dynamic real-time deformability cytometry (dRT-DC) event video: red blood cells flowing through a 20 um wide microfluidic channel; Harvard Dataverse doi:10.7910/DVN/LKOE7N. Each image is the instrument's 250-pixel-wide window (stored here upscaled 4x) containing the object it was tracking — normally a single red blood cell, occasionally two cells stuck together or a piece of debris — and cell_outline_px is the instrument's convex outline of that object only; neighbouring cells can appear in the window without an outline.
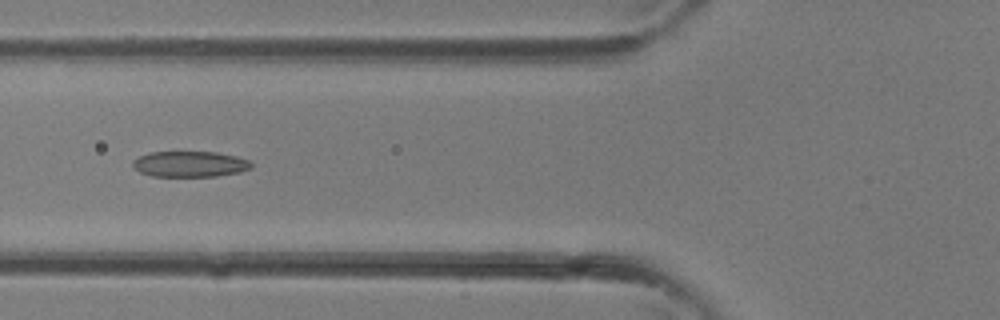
{"species": "common noctule bat (a hibernating species)", "species_latin": "Nyctalus noctula", "temperature_condition": "room temperature", "stored_images_in_passage": 27, "camera_frame_rate_fps": 3000, "um_per_image_px": 0.085, "animal": {"sex": "female"}, "frame": {"image": 1, "passage_image": 5, "time_ms": 1.333, "image_size_px": [1000, 320], "cell_outline_px": [[252, 168], [240, 172], [216, 176], [152, 176], [140, 172], [132, 164], [132, 160], [148, 152], [216, 152], [236, 156], [248, 160], [252, 164]], "centroid_in_image_um": [16.15, 13.94], "position_along_channel_um": 109.7, "area_um2": 17.74}}
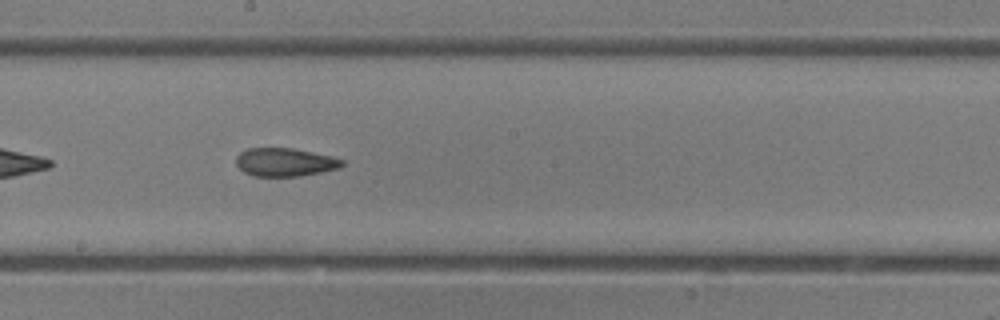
{"frame": {"image": 2, "passage_image": 11, "time_ms": 3.333, "image_size_px": [1000, 320], "cell_outline_px": [[344, 164], [340, 168], [300, 176], [252, 176], [244, 172], [236, 164], [236, 156], [240, 152], [248, 148], [292, 148], [332, 156], [344, 160]], "centroid_in_image_um": [24.22, 13.78], "position_along_channel_um": 224.0, "area_um2": 17.51}}
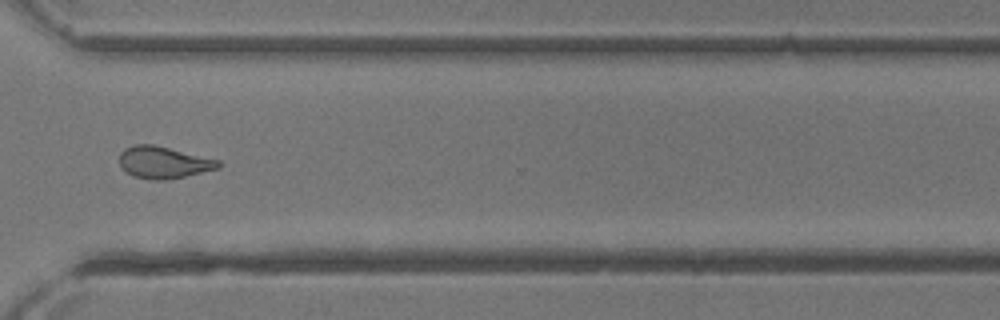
{"frame": {"image": 3, "passage_image": 18, "time_ms": 5.667, "image_size_px": [1000, 320], "cell_outline_px": [[224, 164], [220, 168], [184, 176], [164, 180], [152, 180], [132, 176], [120, 168], [120, 152], [124, 148], [136, 144], [152, 144], [220, 160]], "centroid_in_image_um": [13.9, 13.81], "position_along_channel_um": 356.7, "area_um2": 18.5}}